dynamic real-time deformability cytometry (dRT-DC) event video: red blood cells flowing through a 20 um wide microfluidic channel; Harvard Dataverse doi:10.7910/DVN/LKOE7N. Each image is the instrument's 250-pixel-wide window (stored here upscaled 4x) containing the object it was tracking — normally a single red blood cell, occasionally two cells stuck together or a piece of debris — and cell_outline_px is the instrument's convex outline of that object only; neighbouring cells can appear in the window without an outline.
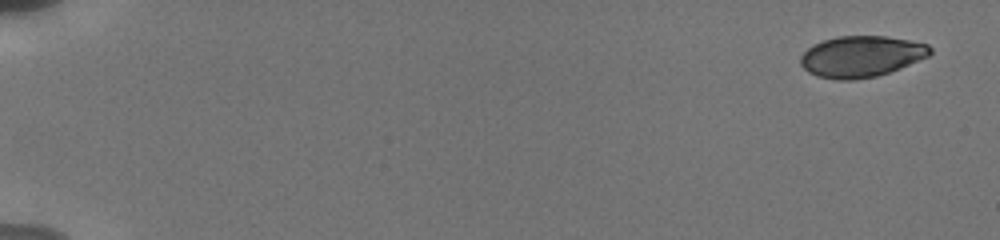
{"species": "human", "species_latin": "Homo sapiens", "temperature_condition": "cold", "stored_images_in_passage": 13, "camera_frame_rate_fps": 3000, "um_per_image_px": 0.085, "donor": {"sex": "male"}, "frame": {"image": 1, "passage_image": 1, "time_ms": 0.0, "image_size_px": [1000, 240], "cell_outline_px": [[932, 52], [928, 56], [900, 68], [876, 76], [852, 80], [836, 80], [816, 76], [808, 72], [800, 64], [800, 56], [812, 44], [836, 36], [884, 36], [908, 40], [928, 44], [932, 48]], "centroid_in_image_um": [73.18, 4.8], "position_along_channel_um": 11.8, "area_um2": 31.1}}
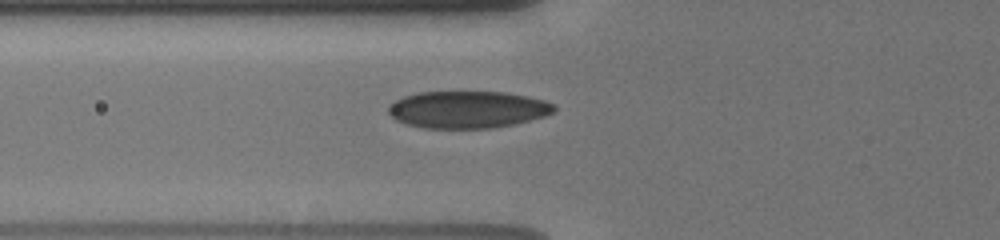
{"frame": {"image": 2, "passage_image": 10, "time_ms": 6.667, "image_size_px": [1000, 240], "cell_outline_px": [[556, 112], [544, 116], [512, 124], [492, 128], [424, 128], [408, 124], [396, 120], [388, 112], [388, 104], [404, 96], [420, 92], [504, 92], [528, 96], [544, 100], [556, 104]], "centroid_in_image_um": [39.76, 9.3], "position_along_channel_um": 86.0, "area_um2": 35.84}}
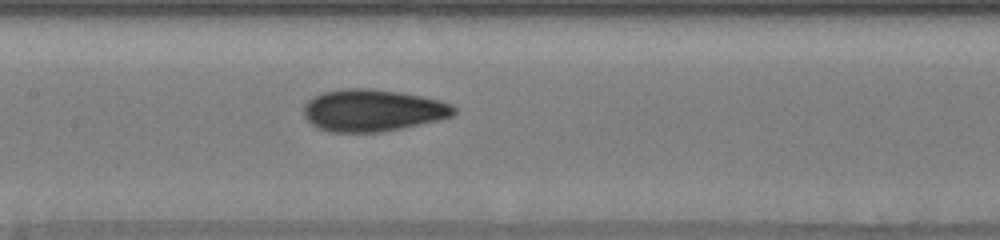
{"frame": {"image": 3, "passage_image": 13, "time_ms": 9.0, "image_size_px": [1000, 240], "cell_outline_px": [[456, 112], [452, 116], [420, 124], [380, 132], [332, 132], [316, 128], [304, 116], [304, 104], [308, 100], [324, 92], [344, 88], [368, 88], [400, 92], [420, 96], [452, 104], [456, 108]], "centroid_in_image_um": [31.65, 9.38], "position_along_channel_um": 175.8, "area_um2": 36.53}}